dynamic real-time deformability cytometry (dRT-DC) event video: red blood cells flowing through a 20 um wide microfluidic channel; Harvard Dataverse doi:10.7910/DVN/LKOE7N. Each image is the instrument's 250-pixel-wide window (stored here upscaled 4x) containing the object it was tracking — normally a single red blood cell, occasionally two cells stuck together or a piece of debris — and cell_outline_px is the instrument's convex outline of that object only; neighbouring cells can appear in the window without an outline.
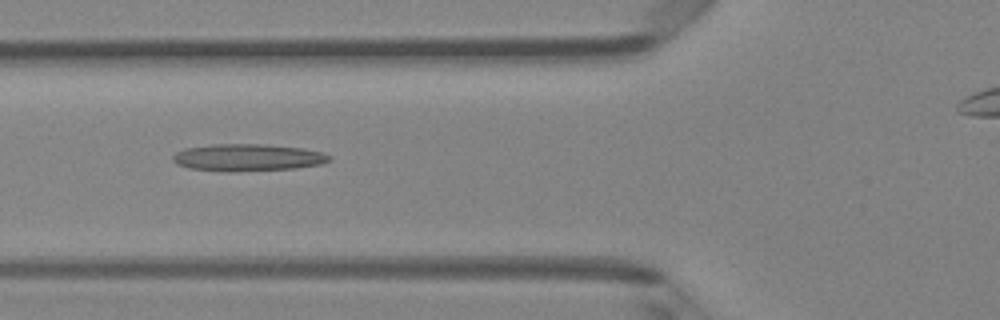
{"species": "Egyptian fruit bat (a non-hibernating species)", "species_latin": "Rousettus aegyptiacus", "temperature_condition": "room temperature", "stored_images_in_passage": 29, "camera_frame_rate_fps": 3000, "um_per_image_px": 0.085, "animal": {"sex": "female"}, "frame": {"image": 1, "passage_image": 3, "time_ms": 0.667, "image_size_px": [1000, 320], "cell_outline_px": [[332, 160], [320, 164], [296, 168], [232, 172], [224, 172], [188, 168], [176, 164], [172, 160], [172, 156], [176, 152], [184, 148], [212, 144], [260, 144], [300, 148], [320, 152], [332, 156]], "centroid_in_image_um": [21.0, 13.4], "position_along_channel_um": 104.8, "area_um2": 24.85}}
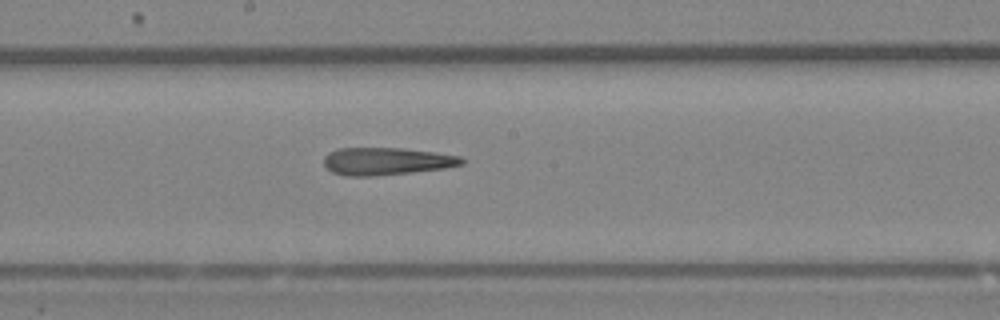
{"frame": {"image": 2, "passage_image": 11, "time_ms": 3.333, "image_size_px": [1000, 320], "cell_outline_px": [[464, 164], [444, 168], [412, 172], [376, 176], [344, 176], [332, 172], [324, 164], [324, 156], [328, 152], [340, 148], [404, 148], [436, 152], [460, 156], [464, 160]], "centroid_in_image_um": [32.84, 13.7], "position_along_channel_um": 215.4, "area_um2": 22.2}}
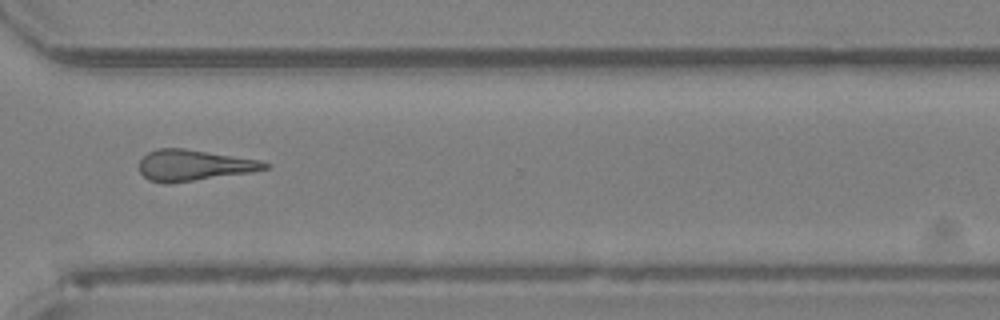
{"frame": {"image": 3, "passage_image": 21, "time_ms": 6.667, "image_size_px": [1000, 320], "cell_outline_px": [[272, 164], [268, 168], [252, 172], [168, 184], [164, 184], [148, 180], [140, 172], [140, 160], [148, 152], [156, 148], [184, 148], [260, 160]], "centroid_in_image_um": [16.47, 14.05], "position_along_channel_um": 354.1, "area_um2": 22.77}}